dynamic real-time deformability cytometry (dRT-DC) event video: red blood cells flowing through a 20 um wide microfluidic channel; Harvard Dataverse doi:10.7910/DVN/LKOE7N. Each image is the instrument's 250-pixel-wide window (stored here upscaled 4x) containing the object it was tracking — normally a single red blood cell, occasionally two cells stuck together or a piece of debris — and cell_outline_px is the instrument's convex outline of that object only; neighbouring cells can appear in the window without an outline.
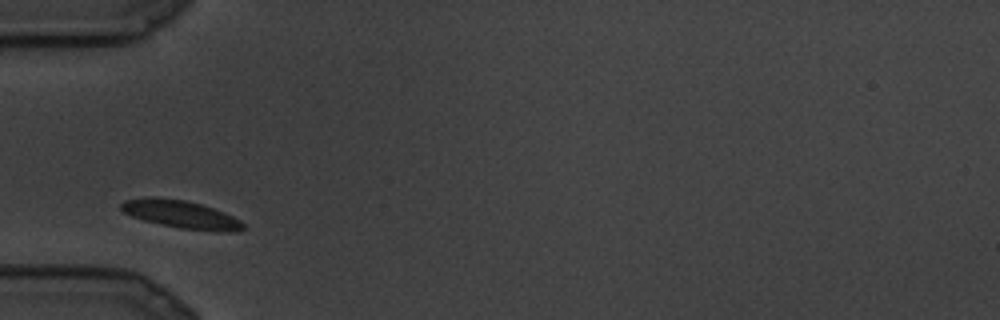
{"species": "common noctule bat (a hibernating species)", "species_latin": "Nyctalus noctula", "temperature_condition": "cold", "stored_images_in_passage": 15, "camera_frame_rate_fps": 3000, "um_per_image_px": 0.085, "animal": {"sex": "male", "body_mass_g": 19.5, "forearm_length_mm": 54.6}, "frame": {"image": 1, "passage_image": 1, "time_ms": 0.0, "image_size_px": [1000, 320], "cell_outline_px": [[248, 228], [236, 232], [224, 232], [180, 228], [160, 224], [144, 220], [132, 216], [124, 212], [120, 208], [120, 204], [124, 200], [152, 196], [184, 200], [200, 204], [224, 212], [240, 220]], "centroid_in_image_um": [15.41, 18.22], "position_along_channel_um": 69.6, "area_um2": 19.83}}
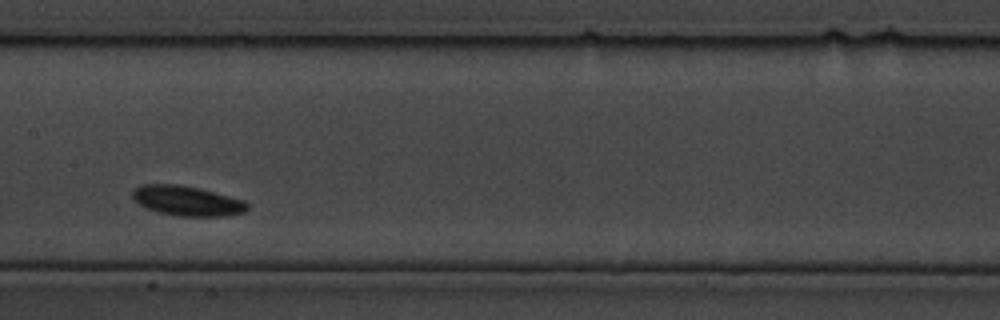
{"frame": {"image": 2, "passage_image": 6, "time_ms": 1.667, "image_size_px": [1000, 320], "cell_outline_px": [[248, 208], [244, 212], [224, 216], [176, 216], [156, 212], [140, 204], [132, 196], [132, 188], [144, 184], [180, 184], [200, 188], [244, 200], [248, 204]], "centroid_in_image_um": [15.89, 17.06], "position_along_channel_um": 191.5, "area_um2": 20.06}}
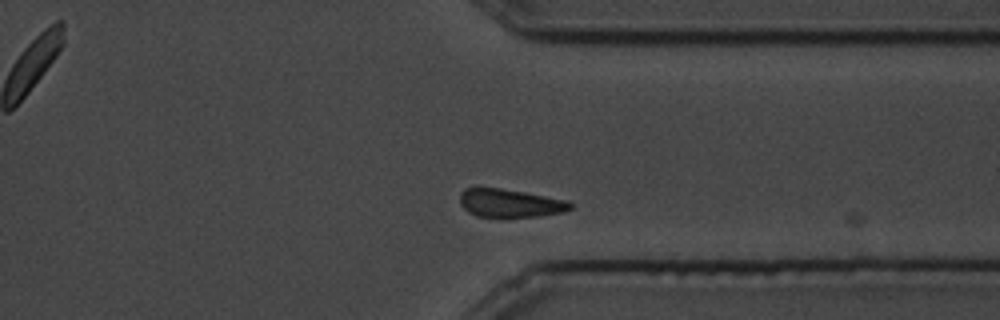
{"frame": {"image": 3, "passage_image": 13, "time_ms": 4.0, "image_size_px": [1000, 320], "cell_outline_px": [[576, 204], [572, 208], [564, 212], [540, 216], [476, 216], [468, 212], [460, 204], [460, 192], [464, 188], [500, 188], [524, 192], [568, 200]], "centroid_in_image_um": [43.39, 17.26], "position_along_channel_um": 368.0, "area_um2": 18.15}}